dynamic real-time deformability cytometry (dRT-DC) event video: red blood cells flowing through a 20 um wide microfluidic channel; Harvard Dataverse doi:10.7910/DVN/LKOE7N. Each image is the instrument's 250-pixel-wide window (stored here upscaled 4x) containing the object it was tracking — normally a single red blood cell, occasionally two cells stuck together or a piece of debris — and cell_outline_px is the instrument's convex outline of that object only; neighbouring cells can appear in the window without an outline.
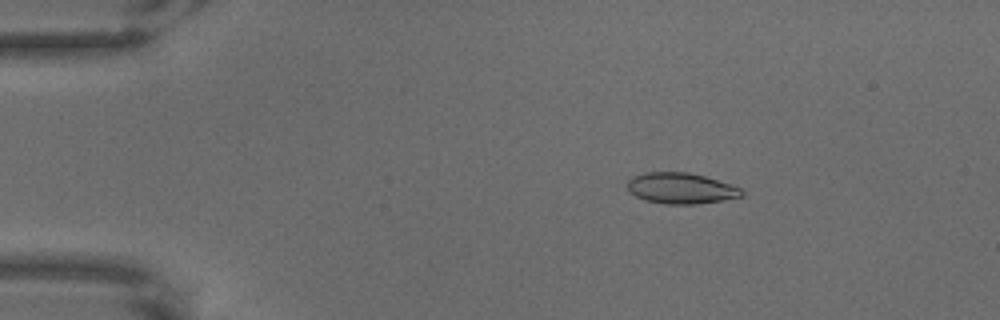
{"species": "common noctule bat (a hibernating species)", "species_latin": "Nyctalus noctula", "temperature_condition": "warm", "stored_images_in_passage": 65, "camera_frame_rate_fps": 3000, "um_per_image_px": 0.085, "animal": {"sex": "male", "body_mass_g": 18.8}, "frame": {"image": 1, "passage_image": 11, "time_ms": 3.333, "image_size_px": [1000, 320], "cell_outline_px": [[744, 192], [740, 196], [720, 200], [696, 204], [664, 204], [644, 200], [628, 192], [628, 180], [632, 176], [644, 172], [688, 172], [704, 176], [740, 188]], "centroid_in_image_um": [57.8, 16.0], "position_along_channel_um": 27.2, "area_um2": 20.4}}
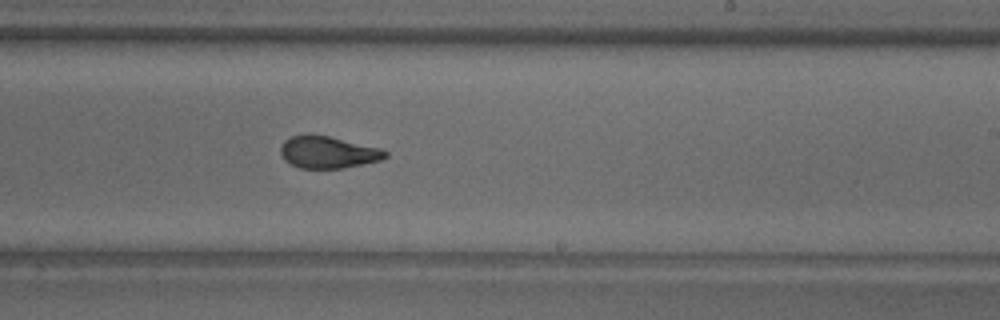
{"frame": {"image": 2, "passage_image": 40, "time_ms": 13.0, "image_size_px": [1000, 320], "cell_outline_px": [[388, 156], [380, 160], [344, 168], [300, 168], [284, 160], [280, 152], [280, 148], [284, 140], [292, 136], [308, 132], [328, 136], [380, 148], [388, 152]], "centroid_in_image_um": [27.84, 12.92], "position_along_channel_um": 261.2, "area_um2": 19.65}}
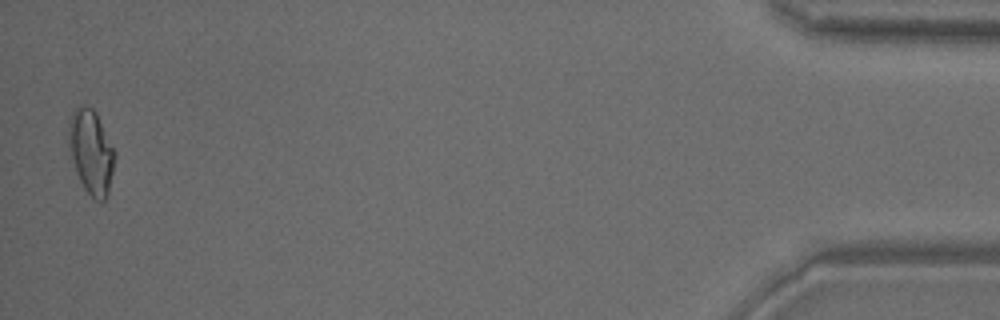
{"frame": {"image": 3, "passage_image": 64, "time_ms": 21.0, "image_size_px": [1000, 320], "cell_outline_px": [[116, 156], [108, 196], [100, 204], [84, 188], [80, 180], [72, 156], [68, 128], [68, 120], [72, 112], [76, 108], [92, 108], [96, 112], [116, 152]], "centroid_in_image_um": [7.79, 12.94], "position_along_channel_um": 427.4, "area_um2": 22.25}}